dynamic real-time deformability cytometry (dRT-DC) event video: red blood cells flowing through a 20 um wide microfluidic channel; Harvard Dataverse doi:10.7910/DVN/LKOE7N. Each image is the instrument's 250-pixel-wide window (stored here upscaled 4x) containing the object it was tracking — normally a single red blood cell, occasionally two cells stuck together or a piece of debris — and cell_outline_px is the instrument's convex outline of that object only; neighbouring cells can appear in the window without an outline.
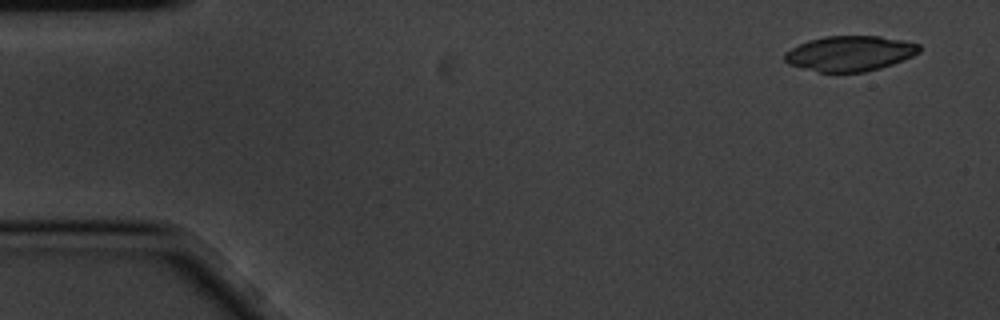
{"species": "common noctule bat (a hibernating species)", "species_latin": "Nyctalus noctula", "temperature_condition": "cold", "stored_images_in_passage": 6, "camera_frame_rate_fps": 3000, "um_per_image_px": 0.085, "animal": {"sex": "male", "body_mass_g": 20.1, "forearm_length_mm": 53.5}, "frame": {"image": 1, "passage_image": 1, "time_ms": 0.0, "image_size_px": [1000, 320], "cell_outline_px": [[920, 52], [904, 60], [880, 68], [864, 72], [820, 72], [788, 64], [784, 60], [784, 52], [808, 40], [824, 36], [880, 36], [904, 40], [920, 44]], "centroid_in_image_um": [72.25, 4.54], "position_along_channel_um": 12.7, "area_um2": 27.69}}